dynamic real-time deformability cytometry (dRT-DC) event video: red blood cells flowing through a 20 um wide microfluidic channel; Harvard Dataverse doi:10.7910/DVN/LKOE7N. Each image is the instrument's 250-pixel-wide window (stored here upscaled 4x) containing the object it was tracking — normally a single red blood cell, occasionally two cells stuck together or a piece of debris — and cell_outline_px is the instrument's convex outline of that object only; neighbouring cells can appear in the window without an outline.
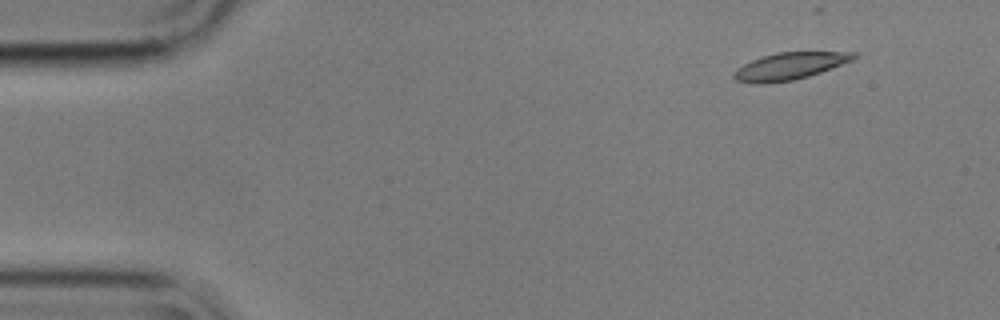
{"species": "common noctule bat (a hibernating species)", "species_latin": "Nyctalus noctula", "temperature_condition": "cold", "stored_images_in_passage": 11, "camera_frame_rate_fps": 3000, "um_per_image_px": 0.085, "animal": {"sex": "male", "body_mass_g": 17.9}, "frame": {"image": 1, "passage_image": 6, "time_ms": 1.667, "image_size_px": [1000, 320], "cell_outline_px": [[860, 56], [852, 60], [820, 72], [808, 76], [792, 80], [764, 84], [756, 84], [736, 80], [732, 76], [732, 72], [736, 68], [752, 60], [776, 52], [860, 52]], "centroid_in_image_um": [67.11, 5.62], "position_along_channel_um": 17.9, "area_um2": 18.9}}